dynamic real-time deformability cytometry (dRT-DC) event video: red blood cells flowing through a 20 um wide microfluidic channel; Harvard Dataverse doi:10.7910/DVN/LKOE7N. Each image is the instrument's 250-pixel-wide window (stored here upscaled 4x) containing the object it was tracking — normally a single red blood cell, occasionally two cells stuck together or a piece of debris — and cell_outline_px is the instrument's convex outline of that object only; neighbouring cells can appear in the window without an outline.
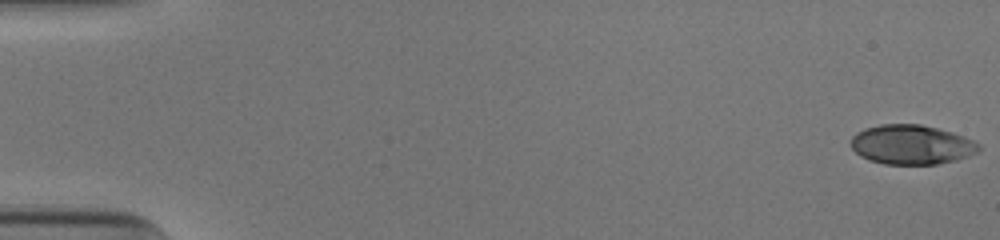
{"species": "human", "species_latin": "Homo sapiens", "temperature_condition": "cold", "stored_images_in_passage": 53, "camera_frame_rate_fps": 3000, "um_per_image_px": 0.085, "donor": {"sex": "male"}, "frame": {"image": 1, "passage_image": 1, "time_ms": 0.0, "image_size_px": [1000, 240], "cell_outline_px": [[980, 148], [976, 152], [968, 156], [956, 160], [936, 164], [884, 164], [868, 160], [860, 156], [852, 148], [852, 136], [856, 132], [864, 128], [880, 124], [920, 124], [952, 132], [964, 136], [980, 144]], "centroid_in_image_um": [77.46, 12.29], "position_along_channel_um": 7.5, "area_um2": 29.42}}
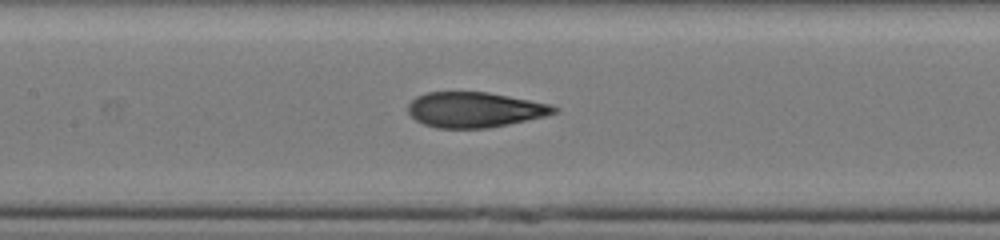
{"frame": {"image": 2, "passage_image": 26, "time_ms": 8.333, "image_size_px": [1000, 240], "cell_outline_px": [[560, 112], [544, 116], [508, 124], [488, 128], [436, 128], [424, 124], [416, 120], [408, 112], [408, 104], [416, 96], [428, 92], [488, 92], [552, 104], [560, 108]], "centroid_in_image_um": [40.38, 9.32], "position_along_channel_um": 167.0, "area_um2": 30.11}}
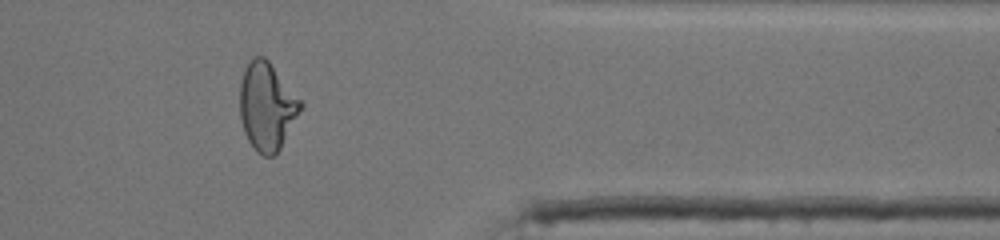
{"frame": {"image": 3, "passage_image": 44, "time_ms": 14.333, "image_size_px": [1000, 240], "cell_outline_px": [[304, 104], [280, 148], [272, 156], [264, 156], [256, 152], [248, 140], [244, 132], [240, 116], [240, 84], [244, 68], [252, 56], [264, 56], [268, 60]], "centroid_in_image_um": [22.66, 9.03], "position_along_channel_um": 388.7, "area_um2": 30.87}, "authors_computed_cell_mechanics": {"area_um2": 30.5762, "velocity_mm_per_s": 3.9386, "shape_relaxation_time_tau1_ms": 8.4349, "shape_relaxation_time_tau2_ms": 1.1244, "deformation_change_tau1": 0.2842, "deformation_change_tau2": 0.088}}